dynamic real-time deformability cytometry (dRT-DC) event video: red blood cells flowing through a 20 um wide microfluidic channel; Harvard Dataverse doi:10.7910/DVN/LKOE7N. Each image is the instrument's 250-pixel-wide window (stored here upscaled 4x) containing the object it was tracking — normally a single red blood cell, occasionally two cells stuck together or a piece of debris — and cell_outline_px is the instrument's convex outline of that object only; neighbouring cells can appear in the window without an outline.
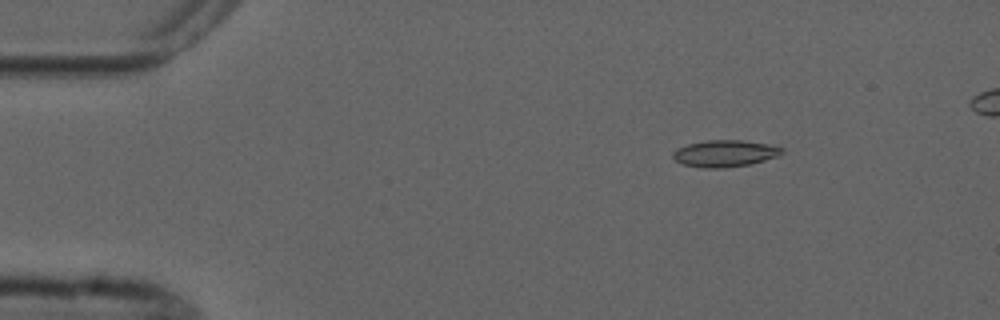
{"species": "common noctule bat (a hibernating species)", "species_latin": "Nyctalus noctula", "temperature_condition": "cold", "stored_images_in_passage": 4, "camera_frame_rate_fps": 3000, "um_per_image_px": 0.085, "animal": {"sex": "male", "forearm_length_mm": 52.5}, "frame": {"image": 1, "passage_image": 1, "time_ms": 0.0, "image_size_px": [1000, 320], "cell_outline_px": [[784, 152], [780, 156], [748, 164], [724, 168], [704, 168], [684, 164], [676, 160], [672, 156], [672, 152], [676, 148], [688, 144], [704, 140], [740, 140], [768, 144], [784, 148]], "centroid_in_image_um": [61.62, 13.03], "position_along_channel_um": 23.4, "area_um2": 16.99}}